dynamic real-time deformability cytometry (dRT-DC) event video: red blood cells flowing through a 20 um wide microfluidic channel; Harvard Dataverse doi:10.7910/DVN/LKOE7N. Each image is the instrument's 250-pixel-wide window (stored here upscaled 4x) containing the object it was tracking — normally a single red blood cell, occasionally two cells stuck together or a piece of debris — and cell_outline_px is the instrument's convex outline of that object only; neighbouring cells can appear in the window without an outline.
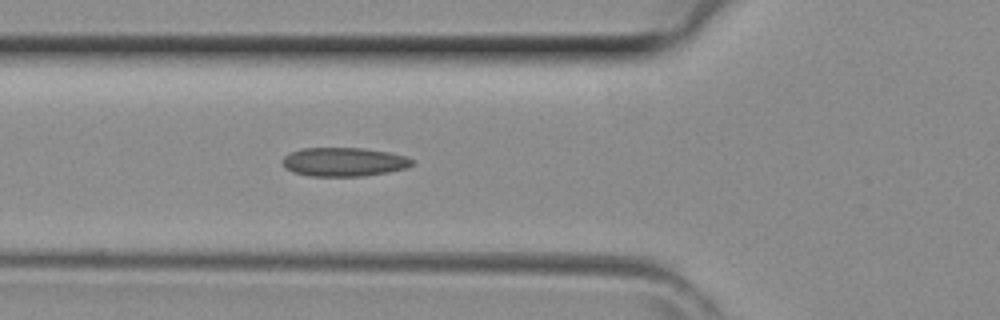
{"species": "common noctule bat (a hibernating species)", "species_latin": "Nyctalus noctula", "temperature_condition": "room temperature", "stored_images_in_passage": 31, "camera_frame_rate_fps": 3000, "um_per_image_px": 0.085, "animal": {"sex": "female", "body_mass_g": 29.2, "forearm_length_mm": 56.3}, "frame": {"image": 1, "passage_image": 6, "time_ms": 1.667, "image_size_px": [1000, 320], "cell_outline_px": [[416, 160], [408, 168], [388, 172], [364, 176], [308, 176], [292, 172], [284, 168], [280, 160], [284, 156], [300, 148], [364, 148], [392, 152]], "centroid_in_image_um": [29.22, 13.76], "position_along_channel_um": 96.6, "area_um2": 22.14}}
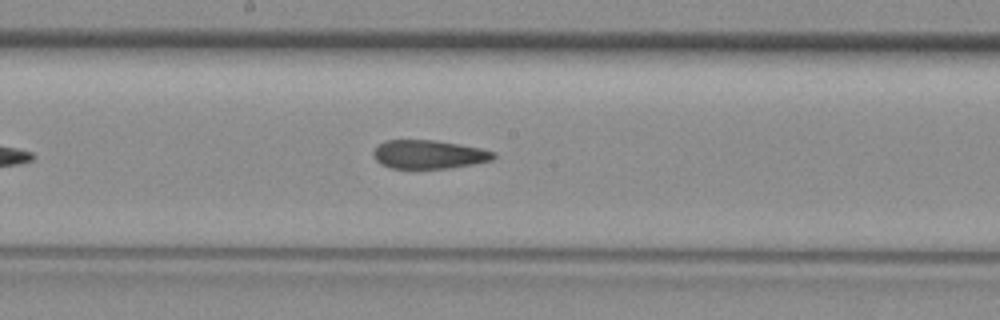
{"frame": {"image": 2, "passage_image": 13, "time_ms": 4.0, "image_size_px": [1000, 320], "cell_outline_px": [[496, 156], [492, 160], [452, 168], [392, 168], [380, 164], [376, 160], [372, 152], [384, 140], [436, 140], [460, 144], [480, 148], [496, 152]], "centroid_in_image_um": [36.46, 13.12], "position_along_channel_um": 211.7, "area_um2": 20.06}}
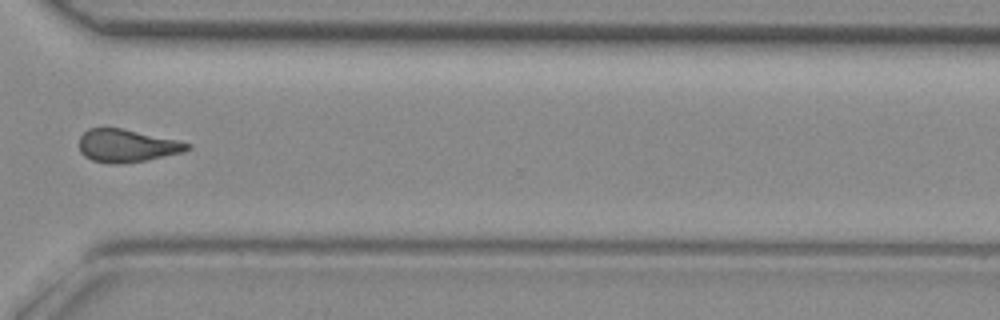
{"frame": {"image": 3, "passage_image": 22, "time_ms": 7.0, "image_size_px": [1000, 320], "cell_outline_px": [[192, 148], [184, 152], [144, 160], [120, 164], [108, 164], [92, 160], [84, 156], [80, 152], [80, 136], [88, 128], [120, 128], [180, 140], [192, 144]], "centroid_in_image_um": [10.8, 12.39], "position_along_channel_um": 359.8, "area_um2": 20.75}}